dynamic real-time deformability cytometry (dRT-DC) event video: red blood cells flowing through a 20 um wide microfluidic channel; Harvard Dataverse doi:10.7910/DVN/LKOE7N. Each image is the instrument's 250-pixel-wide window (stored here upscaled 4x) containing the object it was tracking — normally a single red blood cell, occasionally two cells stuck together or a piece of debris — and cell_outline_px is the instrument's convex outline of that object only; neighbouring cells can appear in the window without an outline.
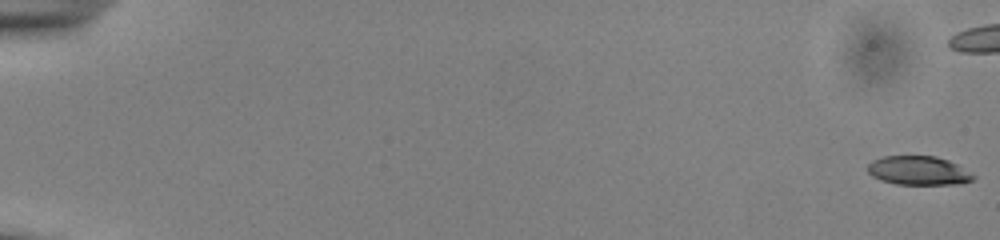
{"species": "common noctule bat (a hibernating species)", "species_latin": "Nyctalus noctula", "temperature_condition": "cold", "stored_images_in_passage": 46, "camera_frame_rate_fps": 3000, "um_per_image_px": 0.085, "animal": {"sex": "male", "body_mass_g": 13.0, "forearm_length_mm": 53.1}, "frame": {"image": 1, "passage_image": 1, "time_ms": 0.0, "image_size_px": [1000, 240], "cell_outline_px": [[976, 176], [972, 180], [960, 184], [896, 184], [880, 180], [872, 176], [868, 172], [868, 164], [872, 160], [884, 156], [936, 156], [948, 160], [956, 164]], "centroid_in_image_um": [78.05, 14.5], "position_along_channel_um": 6.9, "area_um2": 17.74}}
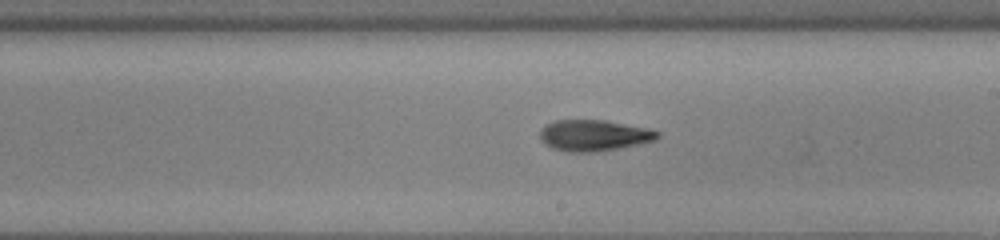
{"frame": {"image": 2, "passage_image": 34, "time_ms": 11.0, "image_size_px": [1000, 240], "cell_outline_px": [[660, 136], [656, 140], [620, 148], [596, 152], [568, 152], [552, 148], [544, 144], [540, 140], [540, 128], [544, 124], [552, 120], [604, 120], [648, 128], [660, 132]], "centroid_in_image_um": [50.44, 11.51], "position_along_channel_um": 238.6, "area_um2": 21.62}}
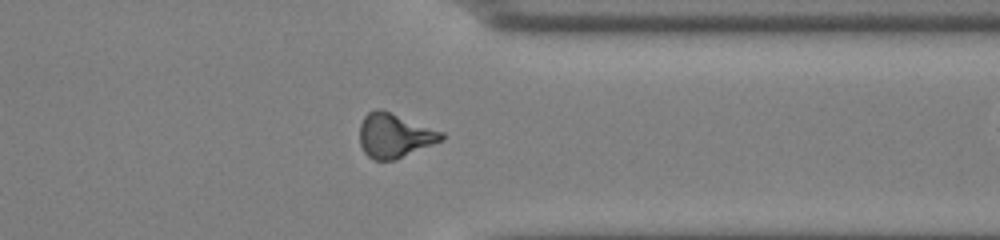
{"frame": {"image": 3, "passage_image": 45, "time_ms": 14.667, "image_size_px": [1000, 240], "cell_outline_px": [[444, 140], [396, 160], [376, 160], [368, 156], [364, 152], [360, 144], [360, 124], [364, 116], [372, 108], [380, 108], [444, 132]], "centroid_in_image_um": [33.54, 11.52], "position_along_channel_um": 377.9, "area_um2": 21.33}}